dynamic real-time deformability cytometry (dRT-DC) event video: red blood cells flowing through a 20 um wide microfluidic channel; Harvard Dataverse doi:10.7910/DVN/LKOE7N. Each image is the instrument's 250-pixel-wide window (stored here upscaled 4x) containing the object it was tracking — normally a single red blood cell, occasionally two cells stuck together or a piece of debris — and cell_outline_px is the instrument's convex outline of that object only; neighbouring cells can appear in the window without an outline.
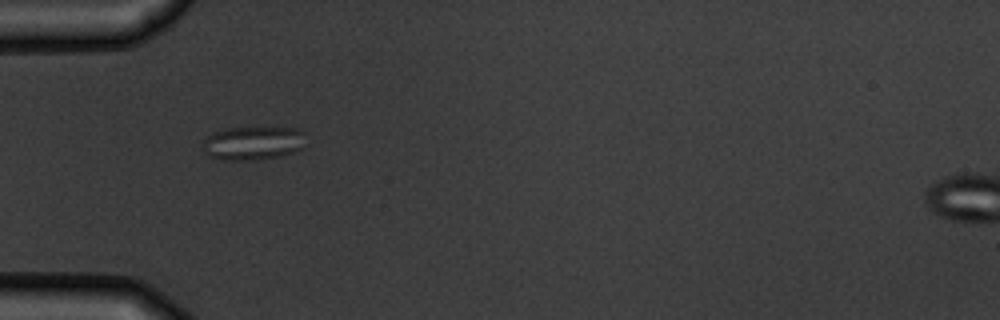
{"species": "common noctule bat (a hibernating species)", "species_latin": "Nyctalus noctula", "temperature_condition": "warm", "stored_images_in_passage": 11, "camera_frame_rate_fps": 3000, "um_per_image_px": 0.085, "animal": {"sex": "male", "body_mass_g": 19.5, "forearm_length_mm": 54.6}, "frame": {"image": 1, "passage_image": 1, "time_ms": 0.0, "image_size_px": [1000, 320], "cell_outline_px": [[304, 148], [296, 152], [276, 156], [252, 160], [224, 160], [208, 156], [204, 144], [204, 140], [212, 132], [228, 128], [296, 128], [304, 132]], "centroid_in_image_um": [21.54, 12.16], "position_along_channel_um": 63.5, "area_um2": 20.0}}
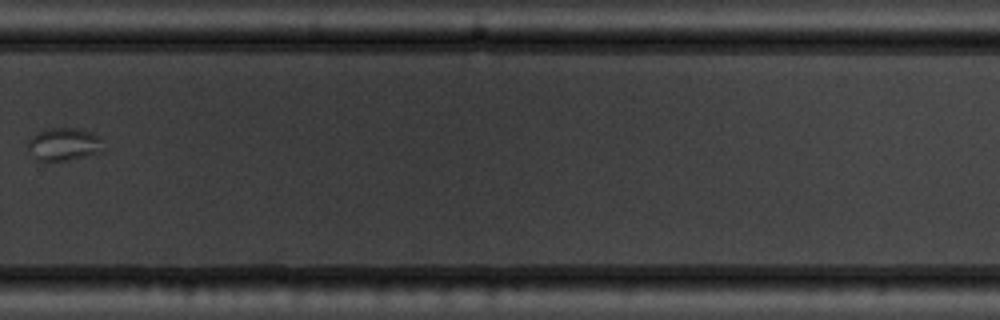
{"frame": {"image": 2, "passage_image": 7, "time_ms": 7.0, "image_size_px": [1000, 320], "cell_outline_px": [[100, 152], [68, 160], [48, 164], [36, 160], [32, 156], [28, 148], [28, 140], [36, 132], [48, 128], [80, 128], [100, 136]], "centroid_in_image_um": [5.34, 12.29], "position_along_channel_um": 324.5, "area_um2": 14.68}}
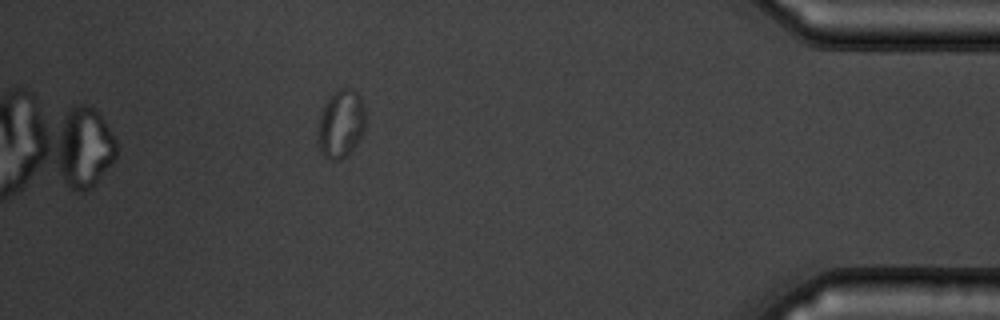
{"frame": {"image": 3, "passage_image": 10, "time_ms": 10.333, "image_size_px": [1000, 320], "cell_outline_px": [[364, 132], [356, 144], [340, 160], [332, 160], [324, 156], [320, 152], [316, 144], [316, 124], [320, 112], [328, 96], [332, 92], [340, 88], [352, 88], [360, 96], [364, 104]], "centroid_in_image_um": [28.91, 10.5], "position_along_channel_um": 406.3, "area_um2": 19.48}}